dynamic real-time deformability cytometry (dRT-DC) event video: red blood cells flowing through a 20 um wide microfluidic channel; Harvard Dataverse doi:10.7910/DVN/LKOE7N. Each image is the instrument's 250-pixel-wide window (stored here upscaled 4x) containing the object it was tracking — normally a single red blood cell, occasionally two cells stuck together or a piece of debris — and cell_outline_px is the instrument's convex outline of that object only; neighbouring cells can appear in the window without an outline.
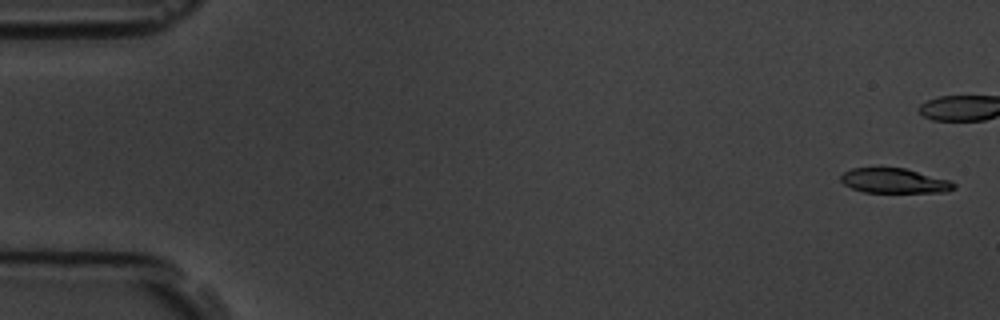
{"species": "common noctule bat (a hibernating species)", "species_latin": "Nyctalus noctula", "temperature_condition": "room temperature", "stored_images_in_passage": 11, "camera_frame_rate_fps": 3000, "um_per_image_px": 0.085, "animal": {"sex": "male", "body_mass_g": 19.5, "forearm_length_mm": 54.6}, "frame": {"image": 1, "passage_image": 1, "time_ms": 0.0, "image_size_px": [1000, 320], "cell_outline_px": [[956, 188], [944, 192], [864, 192], [852, 188], [844, 184], [840, 180], [840, 176], [844, 172], [852, 168], [904, 168], [948, 180], [956, 184]], "centroid_in_image_um": [75.99, 15.37], "position_along_channel_um": 9.0, "area_um2": 16.13}}
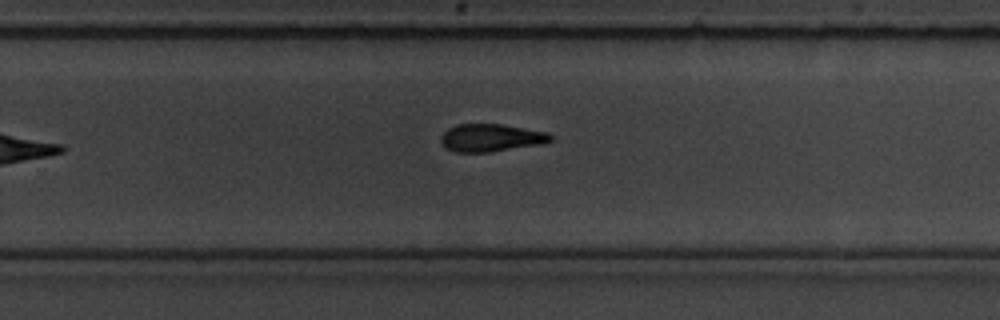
{"frame": {"image": 2, "passage_image": 11, "time_ms": 12.333, "image_size_px": [1000, 320], "cell_outline_px": [[552, 140], [544, 144], [488, 152], [456, 152], [444, 148], [440, 144], [440, 136], [448, 128], [456, 124], [500, 124], [548, 132], [552, 136]], "centroid_in_image_um": [41.7, 11.71], "position_along_channel_um": 288.1, "area_um2": 17.86}}